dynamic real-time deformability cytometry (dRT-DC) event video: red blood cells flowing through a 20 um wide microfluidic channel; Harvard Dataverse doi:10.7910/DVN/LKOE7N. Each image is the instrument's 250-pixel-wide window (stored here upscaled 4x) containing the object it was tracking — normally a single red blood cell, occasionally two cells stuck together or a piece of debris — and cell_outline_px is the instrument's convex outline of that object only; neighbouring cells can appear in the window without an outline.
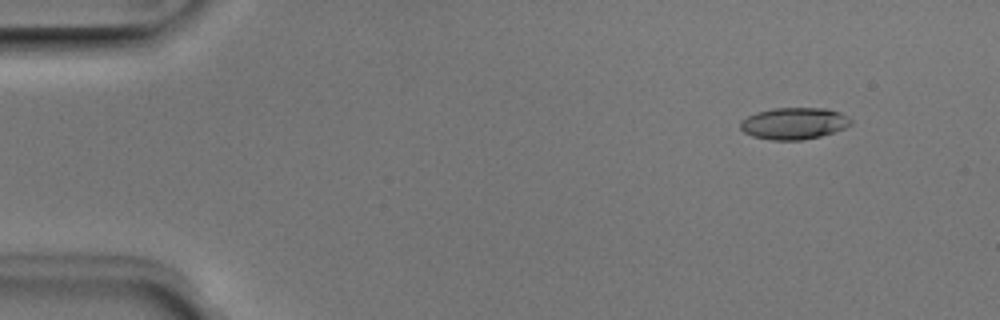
{"species": "Egyptian fruit bat (a non-hibernating species)", "species_latin": "Rousettus aegyptiacus", "temperature_condition": "room temperature", "stored_images_in_passage": 51, "camera_frame_rate_fps": 3000, "um_per_image_px": 0.085, "animal": {"sex": "male"}, "frame": {"image": 1, "passage_image": 5, "time_ms": 1.333, "image_size_px": [1000, 320], "cell_outline_px": [[852, 124], [844, 128], [820, 136], [804, 140], [772, 140], [752, 136], [744, 132], [740, 128], [740, 120], [756, 112], [772, 108], [828, 108], [840, 112], [848, 116], [852, 120]], "centroid_in_image_um": [67.49, 10.48], "position_along_channel_um": 17.5, "area_um2": 20.58}}
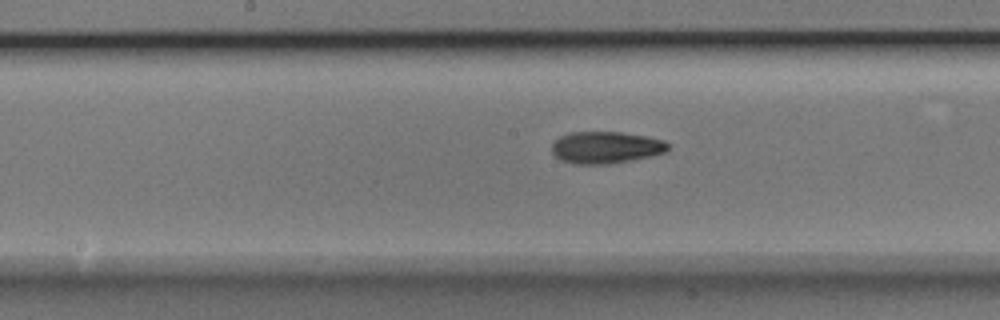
{"frame": {"image": 2, "passage_image": 26, "time_ms": 8.333, "image_size_px": [1000, 320], "cell_outline_px": [[668, 148], [664, 152], [632, 160], [612, 164], [572, 164], [560, 160], [552, 152], [552, 140], [568, 132], [620, 132], [644, 136], [664, 140], [668, 144]], "centroid_in_image_um": [51.42, 12.53], "position_along_channel_um": 196.8, "area_um2": 21.68}}
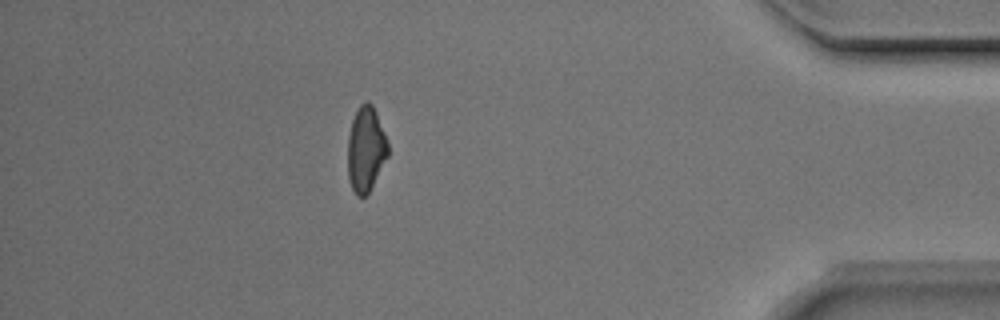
{"frame": {"image": 3, "passage_image": 45, "time_ms": 14.667, "image_size_px": [1000, 320], "cell_outline_px": [[388, 156], [368, 192], [364, 196], [356, 196], [352, 188], [348, 176], [348, 136], [352, 120], [360, 104], [368, 100], [372, 104], [376, 112], [384, 132], [388, 144]], "centroid_in_image_um": [31.09, 12.66], "position_along_channel_um": 404.1, "area_um2": 19.71}, "authors_computed_cell_mechanics": {"area_um2": 20.5768, "velocity_mm_per_s": 3.9821, "shape_relaxation_time_tau1_ms": 4.6665, "shape_relaxation_time_tau2_ms": 3.2024, "deformation_change_tau1": 0.167, "deformation_change_tau2": 0.1067}}